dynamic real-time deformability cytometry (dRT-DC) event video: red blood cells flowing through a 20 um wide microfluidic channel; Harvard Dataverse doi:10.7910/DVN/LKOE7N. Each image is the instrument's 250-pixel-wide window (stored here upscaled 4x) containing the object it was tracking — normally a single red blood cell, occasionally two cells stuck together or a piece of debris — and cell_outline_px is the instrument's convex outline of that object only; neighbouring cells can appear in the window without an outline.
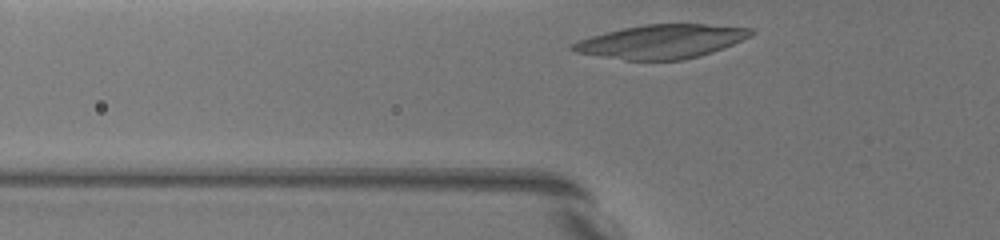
{"species": "common noctule bat (a hibernating species)", "species_latin": "Nyctalus noctula", "temperature_condition": "warm", "stored_images_in_passage": 26, "camera_frame_rate_fps": 3000, "um_per_image_px": 0.085, "animal": {"sex": "female", "body_mass_g": 19.5, "forearm_length_mm": 54.1}, "frame": {"image": 1, "passage_image": 2, "time_ms": 0.333, "image_size_px": [1000, 240], "cell_outline_px": [[756, 32], [724, 48], [712, 52], [684, 60], [624, 60], [576, 52], [568, 48], [572, 44], [580, 40], [604, 32], [644, 24], [704, 24], [752, 28]], "centroid_in_image_um": [56.22, 3.53], "position_along_channel_um": 69.6, "area_um2": 34.85}}
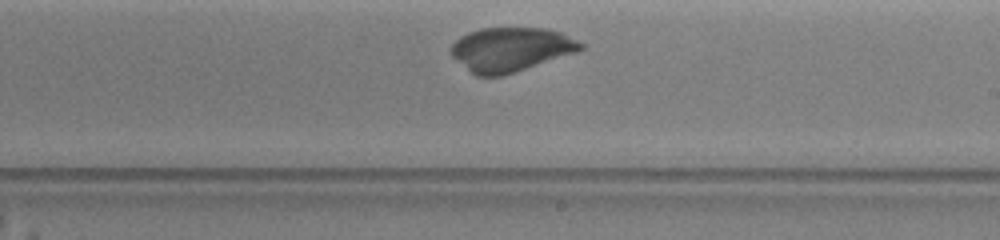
{"frame": {"image": 2, "passage_image": 15, "time_ms": 5.333, "image_size_px": [1000, 240], "cell_outline_px": [[584, 48], [504, 76], [476, 76], [452, 56], [452, 44], [460, 36], [468, 32], [480, 28], [544, 28], [560, 32], [584, 44]], "centroid_in_image_um": [43.37, 4.19], "position_along_channel_um": 245.6, "area_um2": 32.77}}
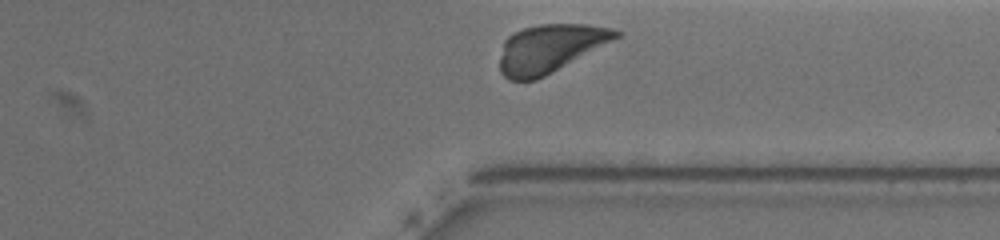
{"frame": {"image": 3, "passage_image": 25, "time_ms": 8.667, "image_size_px": [1000, 240], "cell_outline_px": [[624, 32], [620, 36], [544, 76], [536, 80], [508, 80], [500, 72], [500, 56], [504, 40], [508, 36], [524, 28], [536, 24], [584, 24], [612, 28]], "centroid_in_image_um": [46.72, 4.1], "position_along_channel_um": 364.7, "area_um2": 32.19}}